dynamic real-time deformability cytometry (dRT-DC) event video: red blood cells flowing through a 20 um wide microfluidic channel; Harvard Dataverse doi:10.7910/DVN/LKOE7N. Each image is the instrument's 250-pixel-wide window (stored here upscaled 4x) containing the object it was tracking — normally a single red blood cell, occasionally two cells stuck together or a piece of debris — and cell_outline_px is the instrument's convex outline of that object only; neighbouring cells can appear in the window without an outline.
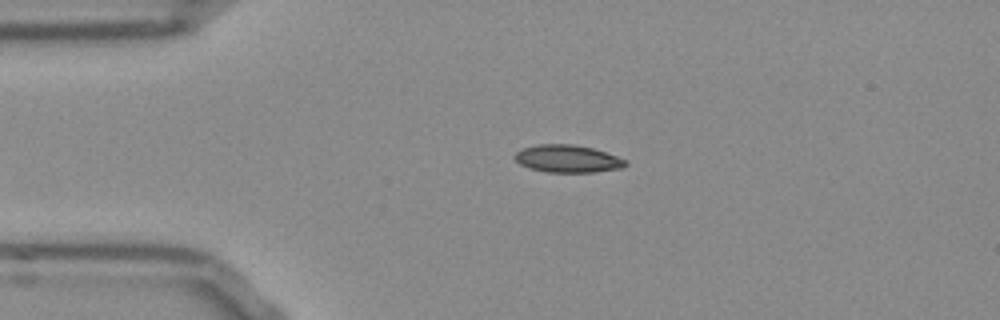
{"species": "Egyptian fruit bat (a non-hibernating species)", "species_latin": "Rousettus aegyptiacus", "temperature_condition": "room temperature", "stored_images_in_passage": 37, "camera_frame_rate_fps": 3000, "um_per_image_px": 0.085, "frame": {"image": 1, "passage_image": 1, "time_ms": 0.0, "image_size_px": [1000, 320], "cell_outline_px": [[628, 164], [624, 168], [596, 172], [548, 172], [528, 168], [520, 164], [512, 156], [516, 152], [524, 148], [536, 144], [572, 144], [592, 148], [628, 160]], "centroid_in_image_um": [48.26, 13.5], "position_along_channel_um": 36.7, "area_um2": 17.86}}
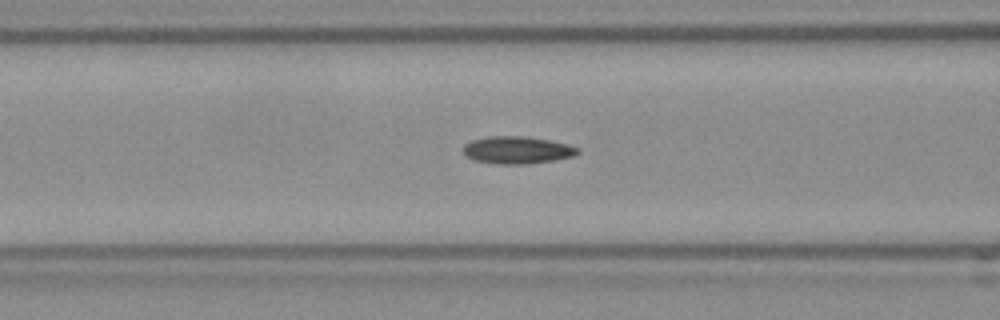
{"frame": {"image": 2, "passage_image": 10, "time_ms": 3.0, "image_size_px": [1000, 320], "cell_outline_px": [[580, 152], [572, 156], [552, 160], [524, 164], [500, 164], [476, 160], [468, 156], [464, 152], [464, 144], [472, 140], [488, 136], [524, 136], [548, 140], [568, 144], [580, 148]], "centroid_in_image_um": [43.98, 12.74], "position_along_channel_um": 122.6, "area_um2": 17.98}}
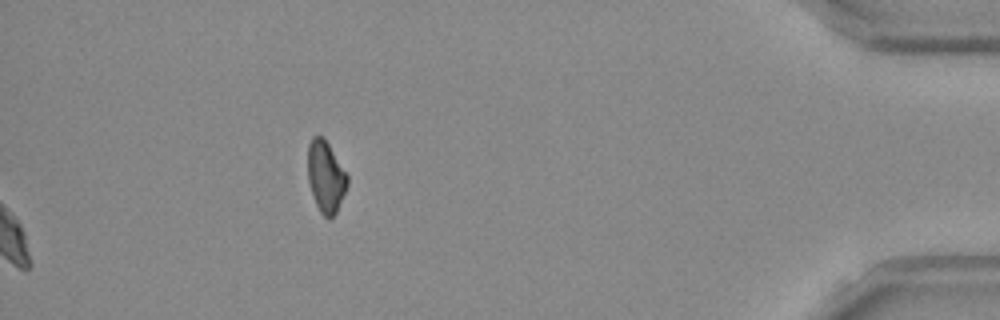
{"frame": {"image": 3, "passage_image": 37, "time_ms": 12.0, "image_size_px": [1000, 320], "cell_outline_px": [[348, 184], [336, 212], [328, 220], [320, 212], [316, 204], [308, 180], [308, 144], [312, 136], [324, 136], [348, 176]], "centroid_in_image_um": [27.68, 14.99], "position_along_channel_um": 407.5, "area_um2": 16.36}}